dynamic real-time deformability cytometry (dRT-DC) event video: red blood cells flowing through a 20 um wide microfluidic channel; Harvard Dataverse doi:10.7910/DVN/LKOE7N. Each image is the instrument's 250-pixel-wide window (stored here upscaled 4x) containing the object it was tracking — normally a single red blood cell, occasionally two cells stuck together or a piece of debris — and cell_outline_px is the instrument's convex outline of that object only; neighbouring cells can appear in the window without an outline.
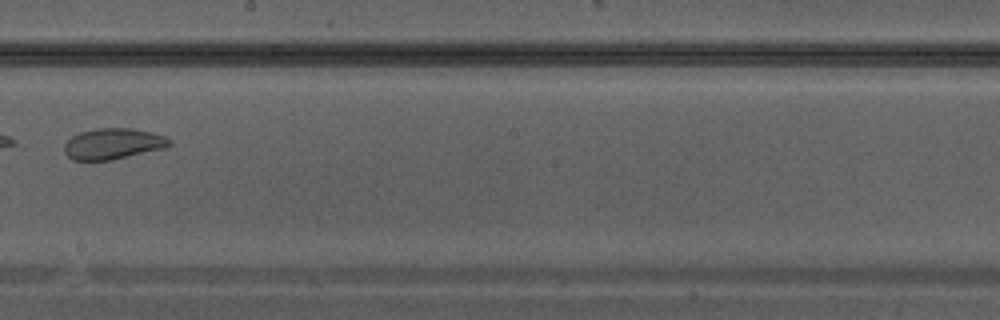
{"species": "Egyptian fruit bat (a non-hibernating species)", "species_latin": "Rousettus aegyptiacus", "temperature_condition": "warm", "stored_images_in_passage": 33, "camera_frame_rate_fps": 3000, "um_per_image_px": 0.085, "animal": {"sex": "male"}, "frame": {"image": 1, "passage_image": 19, "time_ms": 6.0, "image_size_px": [1000, 320], "cell_outline_px": [[172, 144], [164, 148], [112, 160], [72, 160], [64, 152], [64, 144], [72, 136], [80, 132], [96, 128], [132, 128], [164, 136], [172, 140]], "centroid_in_image_um": [9.59, 12.22], "position_along_channel_um": 238.6, "area_um2": 18.9}}